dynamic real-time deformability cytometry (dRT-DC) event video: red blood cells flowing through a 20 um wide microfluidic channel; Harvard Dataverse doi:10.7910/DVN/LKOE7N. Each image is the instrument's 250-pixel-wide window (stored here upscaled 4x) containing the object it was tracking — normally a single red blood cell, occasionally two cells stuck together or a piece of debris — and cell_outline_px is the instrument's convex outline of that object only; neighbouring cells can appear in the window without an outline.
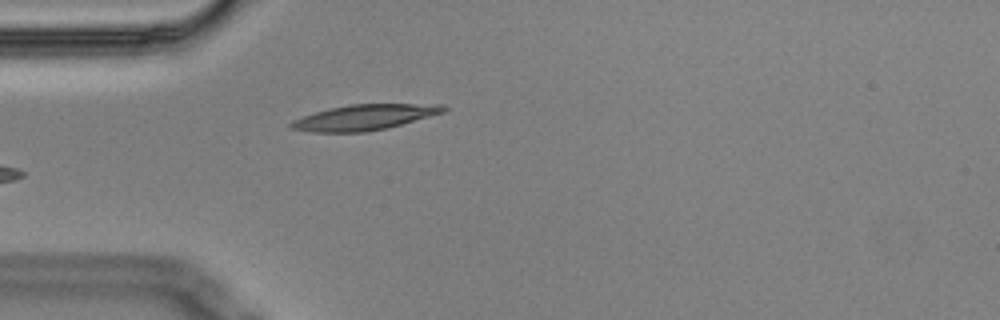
{"species": "Egyptian fruit bat (a non-hibernating species)", "species_latin": "Rousettus aegyptiacus", "temperature_condition": "cold", "stored_images_in_passage": 5, "camera_frame_rate_fps": 3000, "um_per_image_px": 0.085, "animal": {"sex": "male"}, "frame": {"image": 1, "passage_image": 5, "time_ms": 1.333, "image_size_px": [1000, 320], "cell_outline_px": [[448, 108], [444, 112], [400, 124], [368, 132], [312, 132], [288, 128], [288, 124], [292, 120], [316, 112], [348, 104], [444, 104]], "centroid_in_image_um": [30.94, 9.97], "position_along_channel_um": 54.1, "area_um2": 22.43}}